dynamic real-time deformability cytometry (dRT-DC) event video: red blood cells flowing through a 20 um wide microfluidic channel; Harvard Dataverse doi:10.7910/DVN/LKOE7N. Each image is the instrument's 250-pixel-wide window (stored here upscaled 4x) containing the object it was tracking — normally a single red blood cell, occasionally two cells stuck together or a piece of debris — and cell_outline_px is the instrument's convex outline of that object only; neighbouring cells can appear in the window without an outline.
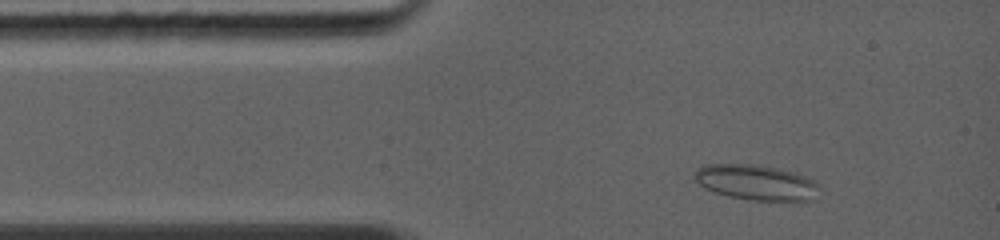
{"species": "common noctule bat (a hibernating species)", "species_latin": "Nyctalus noctula", "temperature_condition": "warm", "stored_images_in_passage": 47, "camera_frame_rate_fps": 5000, "um_per_image_px": 0.085, "animal": {"sex": "female", "body_mass_g": 19.0, "forearm_length_mm": 56.7}, "frame": {"image": 1, "passage_image": 6, "time_ms": 1.2, "image_size_px": [1000, 240], "cell_outline_px": [[820, 188], [812, 200], [752, 200], [728, 196], [704, 188], [696, 180], [696, 168], [704, 164], [756, 164], [776, 168], [792, 172], [804, 176], [812, 180]], "centroid_in_image_um": [64.24, 15.5], "position_along_channel_um": 20.8, "area_um2": 25.32}}
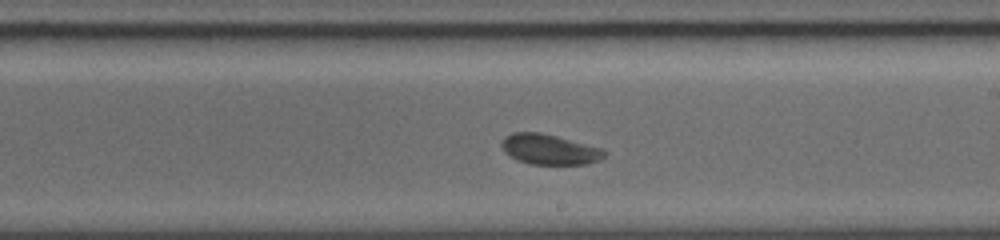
{"frame": {"image": 2, "passage_image": 32, "time_ms": 7.0, "image_size_px": [1000, 240], "cell_outline_px": [[608, 152], [600, 160], [588, 164], [532, 164], [520, 160], [512, 156], [500, 144], [504, 136], [512, 132], [540, 132], [604, 148]], "centroid_in_image_um": [46.77, 12.68], "position_along_channel_um": 242.2, "area_um2": 18.03}}
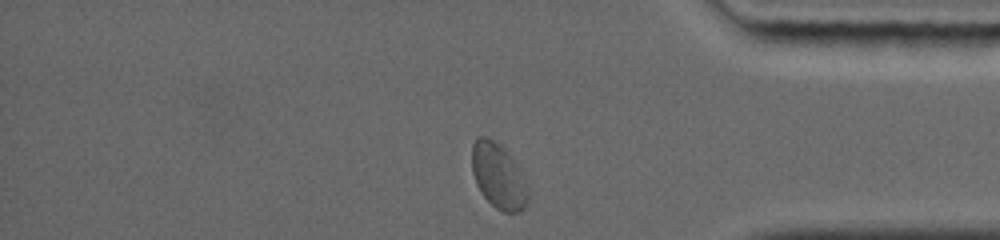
{"frame": {"image": 3, "passage_image": 47, "time_ms": 10.8, "image_size_px": [1000, 240], "cell_outline_px": [[528, 204], [520, 212], [504, 212], [496, 208], [480, 192], [476, 184], [472, 172], [472, 144], [476, 136], [484, 136], [492, 140], [516, 164], [528, 188]], "centroid_in_image_um": [42.34, 15.01], "position_along_channel_um": 392.9, "area_um2": 20.87}, "authors_computed_cell_mechanics": {"area_um2": 18.7272, "velocity_mm_per_s": 4.3617, "shape_relaxation_time_tau1_ms": null, "shape_relaxation_time_tau2_ms": 1.27, "deformation_change_tau1": null, "deformation_change_tau2": 0.0525}}